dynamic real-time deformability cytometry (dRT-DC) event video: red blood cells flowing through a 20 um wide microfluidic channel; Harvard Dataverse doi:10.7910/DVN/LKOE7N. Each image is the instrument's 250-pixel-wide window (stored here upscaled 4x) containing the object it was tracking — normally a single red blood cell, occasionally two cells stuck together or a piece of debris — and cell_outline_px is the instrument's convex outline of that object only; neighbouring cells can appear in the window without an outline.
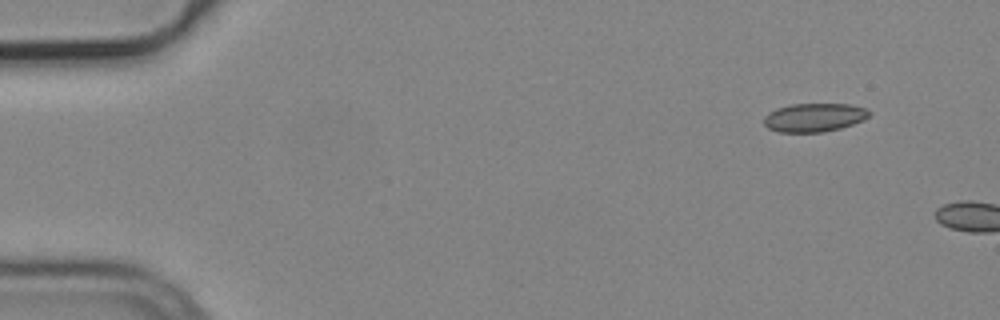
{"species": "common noctule bat (a hibernating species)", "species_latin": "Nyctalus noctula", "temperature_condition": "cold", "stored_images_in_passage": 2, "camera_frame_rate_fps": 3000, "um_per_image_px": 0.085, "animal": {"sex": "male", "body_mass_g": 19.2, "forearm_length_mm": 51.8}, "frame": {"image": 1, "passage_image": 1, "time_ms": 0.0, "image_size_px": [1000, 320], "cell_outline_px": [[872, 112], [864, 120], [840, 128], [824, 132], [780, 132], [768, 128], [764, 124], [764, 116], [768, 112], [776, 108], [792, 104], [848, 104], [864, 108]], "centroid_in_image_um": [69.19, 9.98], "position_along_channel_um": 15.8, "area_um2": 17.51}}